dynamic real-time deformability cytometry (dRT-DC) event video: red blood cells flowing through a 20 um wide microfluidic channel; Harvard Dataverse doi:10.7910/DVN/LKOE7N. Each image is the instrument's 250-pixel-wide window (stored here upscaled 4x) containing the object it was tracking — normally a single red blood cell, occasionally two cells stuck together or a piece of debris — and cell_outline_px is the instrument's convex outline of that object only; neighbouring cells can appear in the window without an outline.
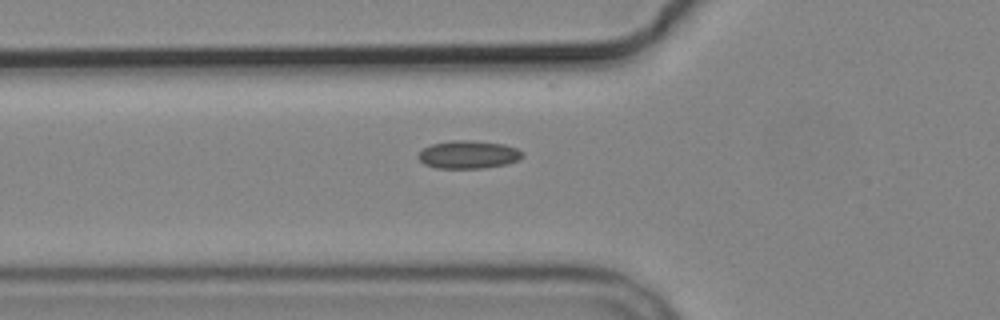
{"species": "common noctule bat (a hibernating species)", "species_latin": "Nyctalus noctula", "temperature_condition": "cold", "stored_images_in_passage": 3, "camera_frame_rate_fps": 3000, "um_per_image_px": 0.085, "animal": {"sex": "male", "body_mass_g": 19.2, "forearm_length_mm": 51.8}, "frame": {"image": 1, "passage_image": 3, "time_ms": 2.333, "image_size_px": [1000, 320], "cell_outline_px": [[524, 156], [520, 160], [508, 164], [484, 168], [436, 168], [424, 164], [416, 156], [424, 148], [432, 144], [452, 140], [472, 140], [504, 144], [516, 148], [524, 152]], "centroid_in_image_um": [39.85, 13.14], "position_along_channel_um": 86.0, "area_um2": 17.17}}